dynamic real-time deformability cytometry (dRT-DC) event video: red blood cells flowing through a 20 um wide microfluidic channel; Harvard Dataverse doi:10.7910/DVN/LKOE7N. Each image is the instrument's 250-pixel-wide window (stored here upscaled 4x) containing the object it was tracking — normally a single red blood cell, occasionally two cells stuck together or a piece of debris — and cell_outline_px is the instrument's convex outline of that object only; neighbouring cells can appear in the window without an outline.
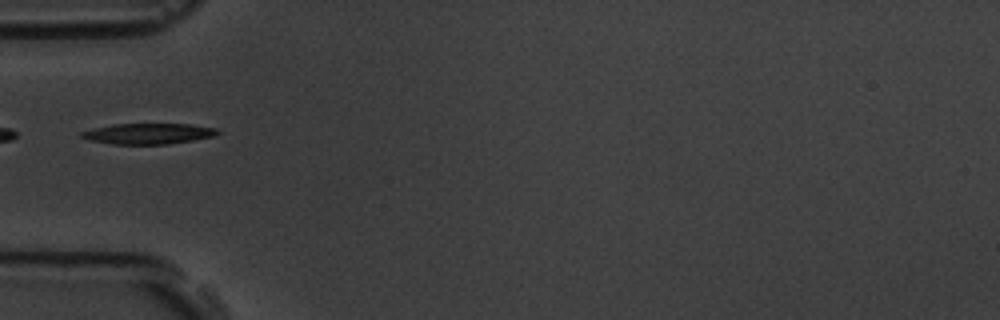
{"species": "common noctule bat (a hibernating species)", "species_latin": "Nyctalus noctula", "temperature_condition": "room temperature", "stored_images_in_passage": 5, "segment_of_instrument_passage": [2, 2], "camera_frame_rate_fps": 3000, "um_per_image_px": 0.085, "animal": {"sex": "male", "body_mass_g": 19.5, "forearm_length_mm": 54.6}, "frame": {"image": 1, "passage_image": 5, "time_ms": 5.333, "image_size_px": [1000, 320], "cell_outline_px": [[220, 132], [212, 136], [192, 140], [168, 144], [112, 144], [88, 140], [80, 136], [80, 132], [112, 124], [192, 124], [216, 128]], "centroid_in_image_um": [12.59, 11.36], "position_along_channel_um": 72.4, "area_um2": 16.3}}